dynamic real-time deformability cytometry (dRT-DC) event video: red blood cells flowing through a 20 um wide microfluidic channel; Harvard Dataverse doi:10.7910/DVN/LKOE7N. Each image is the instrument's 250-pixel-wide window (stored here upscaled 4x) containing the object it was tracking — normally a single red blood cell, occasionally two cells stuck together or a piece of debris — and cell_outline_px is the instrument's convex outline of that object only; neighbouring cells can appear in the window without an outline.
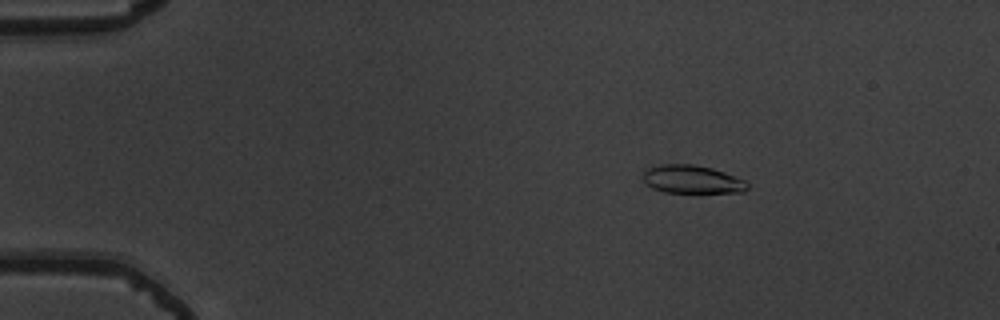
{"species": "common noctule bat (a hibernating species)", "species_latin": "Nyctalus noctula", "temperature_condition": "warm", "stored_images_in_passage": 51, "camera_frame_rate_fps": 3000, "um_per_image_px": 0.085, "animal": {"sex": "male", "body_mass_g": 19.5, "forearm_length_mm": 54.6}, "frame": {"image": 1, "passage_image": 5, "time_ms": 1.333, "image_size_px": [1000, 320], "cell_outline_px": [[748, 188], [744, 192], [700, 196], [664, 192], [652, 188], [644, 180], [644, 172], [648, 168], [660, 164], [692, 164], [712, 168], [724, 172], [744, 180], [748, 184]], "centroid_in_image_um": [58.89, 15.32], "position_along_channel_um": 26.1, "area_um2": 18.09}}
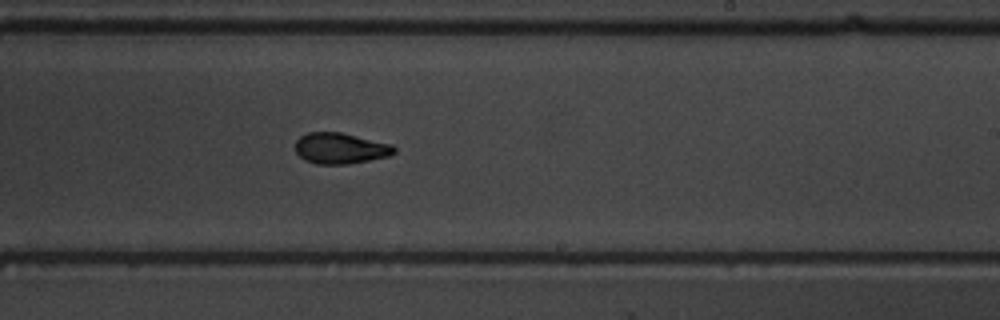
{"frame": {"image": 2, "passage_image": 30, "time_ms": 9.667, "image_size_px": [1000, 320], "cell_outline_px": [[396, 152], [388, 156], [348, 164], [316, 164], [304, 160], [296, 152], [296, 140], [300, 136], [308, 132], [340, 132], [392, 144], [396, 148]], "centroid_in_image_um": [28.92, 12.6], "position_along_channel_um": 260.1, "area_um2": 17.8}}
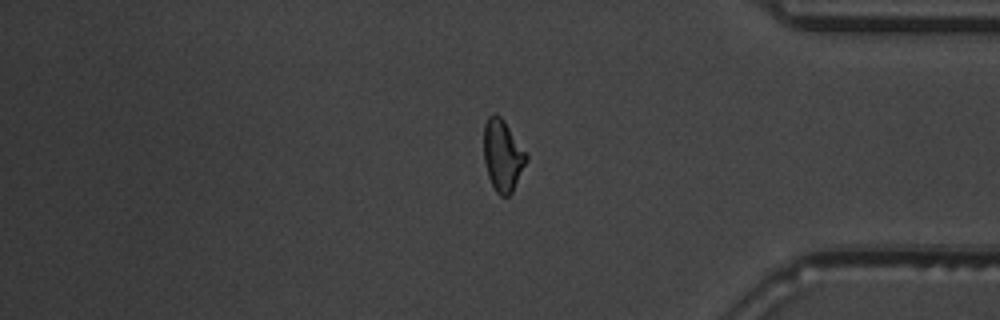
{"frame": {"image": 3, "passage_image": 42, "time_ms": 13.667, "image_size_px": [1000, 320], "cell_outline_px": [[528, 160], [512, 192], [508, 196], [500, 196], [496, 192], [488, 176], [484, 160], [484, 124], [488, 116], [492, 112], [496, 112], [504, 120], [528, 156]], "centroid_in_image_um": [42.72, 13.19], "position_along_channel_um": 392.5, "area_um2": 17.74}, "authors_computed_cell_mechanics": {"area_um2": 17.8024, "velocity_mm_per_s": 3.7735, "shape_relaxation_time_tau1_ms": 3.9563, "shape_relaxation_time_tau2_ms": 1.5222, "deformation_change_tau1": 0.163, "deformation_change_tau2": 0.0791}}